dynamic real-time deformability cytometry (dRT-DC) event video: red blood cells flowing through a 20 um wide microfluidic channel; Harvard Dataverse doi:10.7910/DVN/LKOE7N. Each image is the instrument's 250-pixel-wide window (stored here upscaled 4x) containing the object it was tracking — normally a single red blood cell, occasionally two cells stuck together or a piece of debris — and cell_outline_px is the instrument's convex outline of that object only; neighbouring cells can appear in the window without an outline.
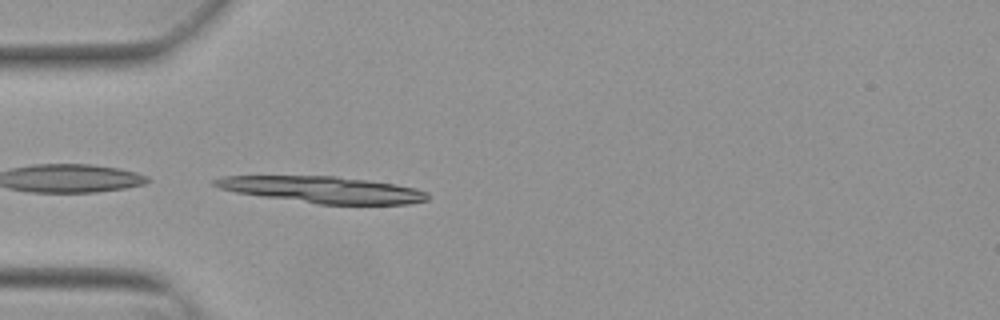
{"species": "Egyptian fruit bat (a non-hibernating species)", "species_latin": "Rousettus aegyptiacus", "temperature_condition": "warm", "stored_images_in_passage": 3, "camera_frame_rate_fps": 3000, "um_per_image_px": 0.085, "animal": {"sex": "female"}, "frame": {"image": 1, "passage_image": 3, "time_ms": 0.667, "image_size_px": [1000, 320], "cell_outline_px": [[428, 200], [408, 204], [320, 204], [236, 192], [220, 188], [212, 184], [212, 180], [220, 176], [336, 176], [368, 180], [396, 184], [416, 188], [428, 192]], "centroid_in_image_um": [27.46, 16.11], "position_along_channel_um": 57.5, "area_um2": 32.66}}